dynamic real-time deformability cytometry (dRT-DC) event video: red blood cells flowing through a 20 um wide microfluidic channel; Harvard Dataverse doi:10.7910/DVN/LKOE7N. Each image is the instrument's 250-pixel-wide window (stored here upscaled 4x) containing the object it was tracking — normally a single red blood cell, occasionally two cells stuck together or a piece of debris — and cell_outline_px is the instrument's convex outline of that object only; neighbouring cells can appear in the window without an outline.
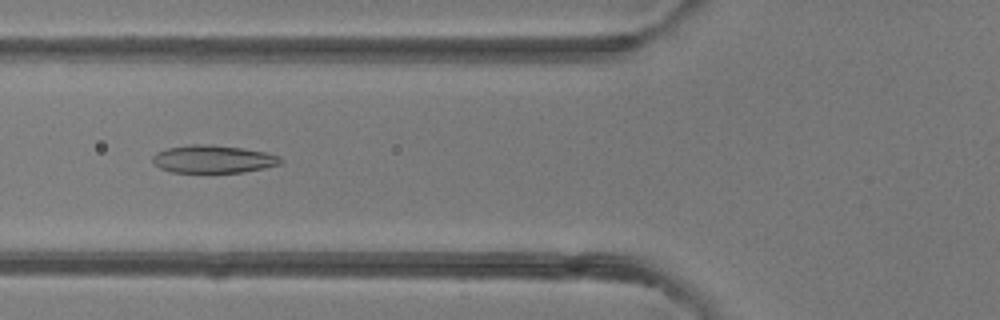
{"species": "common noctule bat (a hibernating species)", "species_latin": "Nyctalus noctula", "temperature_condition": "room temperature", "stored_images_in_passage": 44, "camera_frame_rate_fps": 3000, "um_per_image_px": 0.085, "animal": {"sex": "female"}, "frame": {"image": 1, "passage_image": 14, "time_ms": 4.333, "image_size_px": [1000, 320], "cell_outline_px": [[284, 160], [280, 164], [264, 168], [244, 172], [172, 172], [160, 168], [152, 160], [152, 156], [156, 152], [168, 148], [188, 144], [212, 144], [240, 148], [264, 152], [280, 156]], "centroid_in_image_um": [18.12, 13.52], "position_along_channel_um": 107.7, "area_um2": 20.69}}
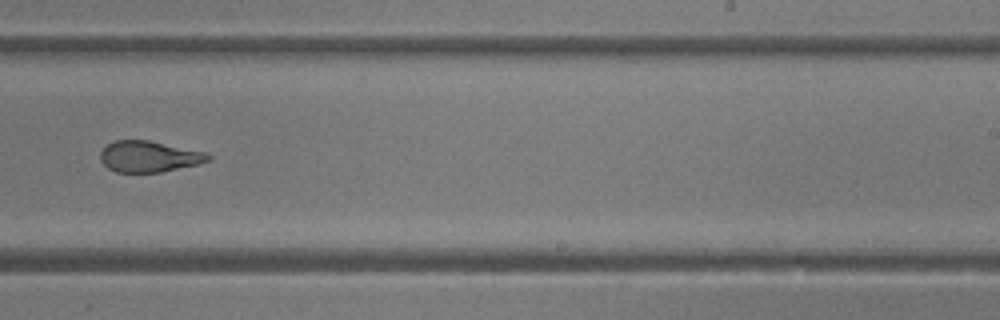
{"frame": {"image": 2, "passage_image": 26, "time_ms": 8.333, "image_size_px": [1000, 320], "cell_outline_px": [[212, 160], [200, 164], [160, 172], [116, 172], [108, 168], [100, 160], [100, 152], [108, 144], [116, 140], [148, 140], [204, 152], [212, 156]], "centroid_in_image_um": [12.68, 13.31], "position_along_channel_um": 276.3, "area_um2": 19.48}}
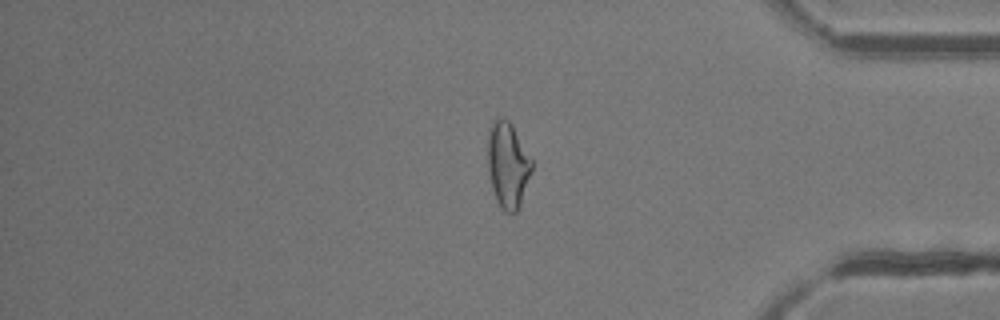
{"frame": {"image": 3, "passage_image": 36, "time_ms": 11.667, "image_size_px": [1000, 320], "cell_outline_px": [[532, 172], [520, 208], [516, 212], [504, 212], [500, 208], [496, 200], [492, 188], [488, 172], [488, 128], [492, 120], [496, 116], [504, 116], [512, 124], [532, 160]], "centroid_in_image_um": [43.16, 14.0], "position_along_channel_um": 392.0, "area_um2": 22.54}, "authors_computed_cell_mechanics": {"area_um2": 21.5883, "velocity_mm_per_s": 4.2151, "shape_relaxation_time_tau1_ms": 6.4993, "shape_relaxation_time_tau2_ms": 1.5091, "deformation_change_tau1": 0.1993, "deformation_change_tau2": 0.0829}}